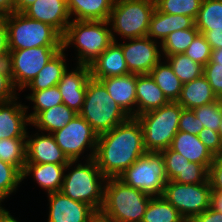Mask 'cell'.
Wrapping results in <instances>:
<instances>
[{
	"label": "cell",
	"mask_w": 222,
	"mask_h": 222,
	"mask_svg": "<svg viewBox=\"0 0 222 222\" xmlns=\"http://www.w3.org/2000/svg\"><path fill=\"white\" fill-rule=\"evenodd\" d=\"M211 47L202 33H198L184 54L193 61L205 66L211 58Z\"/></svg>",
	"instance_id": "40"
},
{
	"label": "cell",
	"mask_w": 222,
	"mask_h": 222,
	"mask_svg": "<svg viewBox=\"0 0 222 222\" xmlns=\"http://www.w3.org/2000/svg\"><path fill=\"white\" fill-rule=\"evenodd\" d=\"M47 195L50 205L47 222H88L96 212L90 205L72 200L61 192Z\"/></svg>",
	"instance_id": "14"
},
{
	"label": "cell",
	"mask_w": 222,
	"mask_h": 222,
	"mask_svg": "<svg viewBox=\"0 0 222 222\" xmlns=\"http://www.w3.org/2000/svg\"><path fill=\"white\" fill-rule=\"evenodd\" d=\"M189 222H222V214L210 206L206 211L193 217Z\"/></svg>",
	"instance_id": "48"
},
{
	"label": "cell",
	"mask_w": 222,
	"mask_h": 222,
	"mask_svg": "<svg viewBox=\"0 0 222 222\" xmlns=\"http://www.w3.org/2000/svg\"><path fill=\"white\" fill-rule=\"evenodd\" d=\"M34 103L33 112L28 114L30 122L41 112L53 106L63 103L62 96L58 86L49 87L48 89L31 92L26 97Z\"/></svg>",
	"instance_id": "35"
},
{
	"label": "cell",
	"mask_w": 222,
	"mask_h": 222,
	"mask_svg": "<svg viewBox=\"0 0 222 222\" xmlns=\"http://www.w3.org/2000/svg\"><path fill=\"white\" fill-rule=\"evenodd\" d=\"M202 2L203 0H155V5L160 12L190 16L195 20Z\"/></svg>",
	"instance_id": "36"
},
{
	"label": "cell",
	"mask_w": 222,
	"mask_h": 222,
	"mask_svg": "<svg viewBox=\"0 0 222 222\" xmlns=\"http://www.w3.org/2000/svg\"><path fill=\"white\" fill-rule=\"evenodd\" d=\"M195 25V20L190 16L181 14H167L155 9L149 25L147 36L149 38L163 40L172 32L190 29Z\"/></svg>",
	"instance_id": "24"
},
{
	"label": "cell",
	"mask_w": 222,
	"mask_h": 222,
	"mask_svg": "<svg viewBox=\"0 0 222 222\" xmlns=\"http://www.w3.org/2000/svg\"><path fill=\"white\" fill-rule=\"evenodd\" d=\"M61 49L62 46H41L11 51L13 84L18 88V91L24 90L47 62Z\"/></svg>",
	"instance_id": "12"
},
{
	"label": "cell",
	"mask_w": 222,
	"mask_h": 222,
	"mask_svg": "<svg viewBox=\"0 0 222 222\" xmlns=\"http://www.w3.org/2000/svg\"><path fill=\"white\" fill-rule=\"evenodd\" d=\"M211 207L222 214V192H212Z\"/></svg>",
	"instance_id": "52"
},
{
	"label": "cell",
	"mask_w": 222,
	"mask_h": 222,
	"mask_svg": "<svg viewBox=\"0 0 222 222\" xmlns=\"http://www.w3.org/2000/svg\"><path fill=\"white\" fill-rule=\"evenodd\" d=\"M22 182V173L13 165L0 159V191L8 197Z\"/></svg>",
	"instance_id": "38"
},
{
	"label": "cell",
	"mask_w": 222,
	"mask_h": 222,
	"mask_svg": "<svg viewBox=\"0 0 222 222\" xmlns=\"http://www.w3.org/2000/svg\"><path fill=\"white\" fill-rule=\"evenodd\" d=\"M169 102L150 74L136 75V117Z\"/></svg>",
	"instance_id": "22"
},
{
	"label": "cell",
	"mask_w": 222,
	"mask_h": 222,
	"mask_svg": "<svg viewBox=\"0 0 222 222\" xmlns=\"http://www.w3.org/2000/svg\"><path fill=\"white\" fill-rule=\"evenodd\" d=\"M16 101L17 98L0 102V139L26 138V126L31 123L26 112L28 106Z\"/></svg>",
	"instance_id": "18"
},
{
	"label": "cell",
	"mask_w": 222,
	"mask_h": 222,
	"mask_svg": "<svg viewBox=\"0 0 222 222\" xmlns=\"http://www.w3.org/2000/svg\"><path fill=\"white\" fill-rule=\"evenodd\" d=\"M115 0H66L72 20L108 21Z\"/></svg>",
	"instance_id": "25"
},
{
	"label": "cell",
	"mask_w": 222,
	"mask_h": 222,
	"mask_svg": "<svg viewBox=\"0 0 222 222\" xmlns=\"http://www.w3.org/2000/svg\"><path fill=\"white\" fill-rule=\"evenodd\" d=\"M124 184L152 197L162 196L168 182L160 152H146L118 176Z\"/></svg>",
	"instance_id": "9"
},
{
	"label": "cell",
	"mask_w": 222,
	"mask_h": 222,
	"mask_svg": "<svg viewBox=\"0 0 222 222\" xmlns=\"http://www.w3.org/2000/svg\"><path fill=\"white\" fill-rule=\"evenodd\" d=\"M147 152L141 123L135 117L98 135L94 159L106 178H118Z\"/></svg>",
	"instance_id": "1"
},
{
	"label": "cell",
	"mask_w": 222,
	"mask_h": 222,
	"mask_svg": "<svg viewBox=\"0 0 222 222\" xmlns=\"http://www.w3.org/2000/svg\"><path fill=\"white\" fill-rule=\"evenodd\" d=\"M85 161L87 162L84 165L79 163L64 175L60 192L72 200L90 205L95 211H101L106 177L94 158Z\"/></svg>",
	"instance_id": "5"
},
{
	"label": "cell",
	"mask_w": 222,
	"mask_h": 222,
	"mask_svg": "<svg viewBox=\"0 0 222 222\" xmlns=\"http://www.w3.org/2000/svg\"><path fill=\"white\" fill-rule=\"evenodd\" d=\"M209 169L199 163L189 162L183 172H180L173 181L180 184H201L209 182Z\"/></svg>",
	"instance_id": "41"
},
{
	"label": "cell",
	"mask_w": 222,
	"mask_h": 222,
	"mask_svg": "<svg viewBox=\"0 0 222 222\" xmlns=\"http://www.w3.org/2000/svg\"><path fill=\"white\" fill-rule=\"evenodd\" d=\"M129 43L120 44L127 68L131 74H149L161 61L156 41L148 36L129 39Z\"/></svg>",
	"instance_id": "13"
},
{
	"label": "cell",
	"mask_w": 222,
	"mask_h": 222,
	"mask_svg": "<svg viewBox=\"0 0 222 222\" xmlns=\"http://www.w3.org/2000/svg\"><path fill=\"white\" fill-rule=\"evenodd\" d=\"M109 95L129 116L136 118V74L100 79Z\"/></svg>",
	"instance_id": "20"
},
{
	"label": "cell",
	"mask_w": 222,
	"mask_h": 222,
	"mask_svg": "<svg viewBox=\"0 0 222 222\" xmlns=\"http://www.w3.org/2000/svg\"><path fill=\"white\" fill-rule=\"evenodd\" d=\"M89 68L91 78L96 80L130 74L124 59L122 47L120 43H117V40L113 41L89 65Z\"/></svg>",
	"instance_id": "19"
},
{
	"label": "cell",
	"mask_w": 222,
	"mask_h": 222,
	"mask_svg": "<svg viewBox=\"0 0 222 222\" xmlns=\"http://www.w3.org/2000/svg\"><path fill=\"white\" fill-rule=\"evenodd\" d=\"M195 26L198 30L222 28V0H203Z\"/></svg>",
	"instance_id": "33"
},
{
	"label": "cell",
	"mask_w": 222,
	"mask_h": 222,
	"mask_svg": "<svg viewBox=\"0 0 222 222\" xmlns=\"http://www.w3.org/2000/svg\"><path fill=\"white\" fill-rule=\"evenodd\" d=\"M170 148L182 154L190 162L199 163L208 169L215 156L206 148L198 135L178 131L174 136Z\"/></svg>",
	"instance_id": "23"
},
{
	"label": "cell",
	"mask_w": 222,
	"mask_h": 222,
	"mask_svg": "<svg viewBox=\"0 0 222 222\" xmlns=\"http://www.w3.org/2000/svg\"><path fill=\"white\" fill-rule=\"evenodd\" d=\"M90 77L89 66L78 64L75 70H66L57 84L63 103L77 113L82 109Z\"/></svg>",
	"instance_id": "15"
},
{
	"label": "cell",
	"mask_w": 222,
	"mask_h": 222,
	"mask_svg": "<svg viewBox=\"0 0 222 222\" xmlns=\"http://www.w3.org/2000/svg\"><path fill=\"white\" fill-rule=\"evenodd\" d=\"M0 159L22 173L26 164V138L0 139Z\"/></svg>",
	"instance_id": "32"
},
{
	"label": "cell",
	"mask_w": 222,
	"mask_h": 222,
	"mask_svg": "<svg viewBox=\"0 0 222 222\" xmlns=\"http://www.w3.org/2000/svg\"><path fill=\"white\" fill-rule=\"evenodd\" d=\"M9 49L22 50L41 46H62V36L50 25L13 12L6 16Z\"/></svg>",
	"instance_id": "8"
},
{
	"label": "cell",
	"mask_w": 222,
	"mask_h": 222,
	"mask_svg": "<svg viewBox=\"0 0 222 222\" xmlns=\"http://www.w3.org/2000/svg\"><path fill=\"white\" fill-rule=\"evenodd\" d=\"M65 60L64 50L61 49L47 62L25 89L30 88L29 90L34 92L56 86L61 80L64 72L67 70Z\"/></svg>",
	"instance_id": "27"
},
{
	"label": "cell",
	"mask_w": 222,
	"mask_h": 222,
	"mask_svg": "<svg viewBox=\"0 0 222 222\" xmlns=\"http://www.w3.org/2000/svg\"><path fill=\"white\" fill-rule=\"evenodd\" d=\"M16 87L13 84V81L6 77L5 75L0 74V102H6L17 97Z\"/></svg>",
	"instance_id": "46"
},
{
	"label": "cell",
	"mask_w": 222,
	"mask_h": 222,
	"mask_svg": "<svg viewBox=\"0 0 222 222\" xmlns=\"http://www.w3.org/2000/svg\"><path fill=\"white\" fill-rule=\"evenodd\" d=\"M183 107L177 101L141 115L136 118L141 123L144 134V145L147 152H160L170 147L179 131V119Z\"/></svg>",
	"instance_id": "6"
},
{
	"label": "cell",
	"mask_w": 222,
	"mask_h": 222,
	"mask_svg": "<svg viewBox=\"0 0 222 222\" xmlns=\"http://www.w3.org/2000/svg\"><path fill=\"white\" fill-rule=\"evenodd\" d=\"M108 25L109 21L71 20L62 36V49L75 45L77 64L89 66L113 42Z\"/></svg>",
	"instance_id": "3"
},
{
	"label": "cell",
	"mask_w": 222,
	"mask_h": 222,
	"mask_svg": "<svg viewBox=\"0 0 222 222\" xmlns=\"http://www.w3.org/2000/svg\"><path fill=\"white\" fill-rule=\"evenodd\" d=\"M209 62L216 63V67H222V48L212 50Z\"/></svg>",
	"instance_id": "55"
},
{
	"label": "cell",
	"mask_w": 222,
	"mask_h": 222,
	"mask_svg": "<svg viewBox=\"0 0 222 222\" xmlns=\"http://www.w3.org/2000/svg\"><path fill=\"white\" fill-rule=\"evenodd\" d=\"M88 222H114L111 218L105 215L102 211H96Z\"/></svg>",
	"instance_id": "54"
},
{
	"label": "cell",
	"mask_w": 222,
	"mask_h": 222,
	"mask_svg": "<svg viewBox=\"0 0 222 222\" xmlns=\"http://www.w3.org/2000/svg\"><path fill=\"white\" fill-rule=\"evenodd\" d=\"M51 134L54 136L56 143L70 161H78L86 148L91 150L87 160L94 158L98 134L79 114H77L62 129Z\"/></svg>",
	"instance_id": "11"
},
{
	"label": "cell",
	"mask_w": 222,
	"mask_h": 222,
	"mask_svg": "<svg viewBox=\"0 0 222 222\" xmlns=\"http://www.w3.org/2000/svg\"><path fill=\"white\" fill-rule=\"evenodd\" d=\"M0 74L5 75L13 81V64L11 51H8L0 56Z\"/></svg>",
	"instance_id": "49"
},
{
	"label": "cell",
	"mask_w": 222,
	"mask_h": 222,
	"mask_svg": "<svg viewBox=\"0 0 222 222\" xmlns=\"http://www.w3.org/2000/svg\"><path fill=\"white\" fill-rule=\"evenodd\" d=\"M151 197L118 178H106L101 211L114 222H141Z\"/></svg>",
	"instance_id": "4"
},
{
	"label": "cell",
	"mask_w": 222,
	"mask_h": 222,
	"mask_svg": "<svg viewBox=\"0 0 222 222\" xmlns=\"http://www.w3.org/2000/svg\"><path fill=\"white\" fill-rule=\"evenodd\" d=\"M149 74L169 101H177L179 99L183 83L174 74L172 67L167 61H160Z\"/></svg>",
	"instance_id": "29"
},
{
	"label": "cell",
	"mask_w": 222,
	"mask_h": 222,
	"mask_svg": "<svg viewBox=\"0 0 222 222\" xmlns=\"http://www.w3.org/2000/svg\"><path fill=\"white\" fill-rule=\"evenodd\" d=\"M212 188L209 182L180 184L173 180L164 187V197L189 222L211 206Z\"/></svg>",
	"instance_id": "10"
},
{
	"label": "cell",
	"mask_w": 222,
	"mask_h": 222,
	"mask_svg": "<svg viewBox=\"0 0 222 222\" xmlns=\"http://www.w3.org/2000/svg\"><path fill=\"white\" fill-rule=\"evenodd\" d=\"M14 12V0H0V16H7Z\"/></svg>",
	"instance_id": "51"
},
{
	"label": "cell",
	"mask_w": 222,
	"mask_h": 222,
	"mask_svg": "<svg viewBox=\"0 0 222 222\" xmlns=\"http://www.w3.org/2000/svg\"><path fill=\"white\" fill-rule=\"evenodd\" d=\"M203 75L209 82L214 94L222 99V67H216V63L208 62L204 66Z\"/></svg>",
	"instance_id": "42"
},
{
	"label": "cell",
	"mask_w": 222,
	"mask_h": 222,
	"mask_svg": "<svg viewBox=\"0 0 222 222\" xmlns=\"http://www.w3.org/2000/svg\"><path fill=\"white\" fill-rule=\"evenodd\" d=\"M141 222H187L164 197H151Z\"/></svg>",
	"instance_id": "30"
},
{
	"label": "cell",
	"mask_w": 222,
	"mask_h": 222,
	"mask_svg": "<svg viewBox=\"0 0 222 222\" xmlns=\"http://www.w3.org/2000/svg\"><path fill=\"white\" fill-rule=\"evenodd\" d=\"M78 113L64 103L41 111L30 124L42 131L53 133L62 129Z\"/></svg>",
	"instance_id": "28"
},
{
	"label": "cell",
	"mask_w": 222,
	"mask_h": 222,
	"mask_svg": "<svg viewBox=\"0 0 222 222\" xmlns=\"http://www.w3.org/2000/svg\"><path fill=\"white\" fill-rule=\"evenodd\" d=\"M70 160L56 143L51 133L26 135V163L67 165Z\"/></svg>",
	"instance_id": "16"
},
{
	"label": "cell",
	"mask_w": 222,
	"mask_h": 222,
	"mask_svg": "<svg viewBox=\"0 0 222 222\" xmlns=\"http://www.w3.org/2000/svg\"><path fill=\"white\" fill-rule=\"evenodd\" d=\"M36 0H14V12L23 13Z\"/></svg>",
	"instance_id": "53"
},
{
	"label": "cell",
	"mask_w": 222,
	"mask_h": 222,
	"mask_svg": "<svg viewBox=\"0 0 222 222\" xmlns=\"http://www.w3.org/2000/svg\"><path fill=\"white\" fill-rule=\"evenodd\" d=\"M208 180L212 192H222V154L215 157L213 163L209 167Z\"/></svg>",
	"instance_id": "45"
},
{
	"label": "cell",
	"mask_w": 222,
	"mask_h": 222,
	"mask_svg": "<svg viewBox=\"0 0 222 222\" xmlns=\"http://www.w3.org/2000/svg\"><path fill=\"white\" fill-rule=\"evenodd\" d=\"M210 44L211 50L222 48V28H213L212 30H199Z\"/></svg>",
	"instance_id": "47"
},
{
	"label": "cell",
	"mask_w": 222,
	"mask_h": 222,
	"mask_svg": "<svg viewBox=\"0 0 222 222\" xmlns=\"http://www.w3.org/2000/svg\"><path fill=\"white\" fill-rule=\"evenodd\" d=\"M23 13L50 25L61 36L71 22L66 0H36Z\"/></svg>",
	"instance_id": "17"
},
{
	"label": "cell",
	"mask_w": 222,
	"mask_h": 222,
	"mask_svg": "<svg viewBox=\"0 0 222 222\" xmlns=\"http://www.w3.org/2000/svg\"><path fill=\"white\" fill-rule=\"evenodd\" d=\"M78 114L98 135L112 130L130 118L109 95L105 85L91 77L87 81L85 99Z\"/></svg>",
	"instance_id": "2"
},
{
	"label": "cell",
	"mask_w": 222,
	"mask_h": 222,
	"mask_svg": "<svg viewBox=\"0 0 222 222\" xmlns=\"http://www.w3.org/2000/svg\"><path fill=\"white\" fill-rule=\"evenodd\" d=\"M0 222H19L12 215H10L9 211L0 212Z\"/></svg>",
	"instance_id": "56"
},
{
	"label": "cell",
	"mask_w": 222,
	"mask_h": 222,
	"mask_svg": "<svg viewBox=\"0 0 222 222\" xmlns=\"http://www.w3.org/2000/svg\"><path fill=\"white\" fill-rule=\"evenodd\" d=\"M192 110L195 116L199 118L200 128H210L218 132L222 121V99H218L208 105L196 107Z\"/></svg>",
	"instance_id": "37"
},
{
	"label": "cell",
	"mask_w": 222,
	"mask_h": 222,
	"mask_svg": "<svg viewBox=\"0 0 222 222\" xmlns=\"http://www.w3.org/2000/svg\"><path fill=\"white\" fill-rule=\"evenodd\" d=\"M203 128H200L199 118H197L192 109H182L179 119L178 130L198 135Z\"/></svg>",
	"instance_id": "44"
},
{
	"label": "cell",
	"mask_w": 222,
	"mask_h": 222,
	"mask_svg": "<svg viewBox=\"0 0 222 222\" xmlns=\"http://www.w3.org/2000/svg\"><path fill=\"white\" fill-rule=\"evenodd\" d=\"M165 59L172 67L174 74L182 81L188 83L203 75L204 66L193 61L184 53L166 56Z\"/></svg>",
	"instance_id": "31"
},
{
	"label": "cell",
	"mask_w": 222,
	"mask_h": 222,
	"mask_svg": "<svg viewBox=\"0 0 222 222\" xmlns=\"http://www.w3.org/2000/svg\"><path fill=\"white\" fill-rule=\"evenodd\" d=\"M6 198V196L0 191V212L7 211L4 207L1 206V202Z\"/></svg>",
	"instance_id": "57"
},
{
	"label": "cell",
	"mask_w": 222,
	"mask_h": 222,
	"mask_svg": "<svg viewBox=\"0 0 222 222\" xmlns=\"http://www.w3.org/2000/svg\"><path fill=\"white\" fill-rule=\"evenodd\" d=\"M155 9V0H115L108 20L113 41L114 32L127 40L147 36Z\"/></svg>",
	"instance_id": "7"
},
{
	"label": "cell",
	"mask_w": 222,
	"mask_h": 222,
	"mask_svg": "<svg viewBox=\"0 0 222 222\" xmlns=\"http://www.w3.org/2000/svg\"><path fill=\"white\" fill-rule=\"evenodd\" d=\"M218 133H219L221 141H222V121L220 123L219 129H218Z\"/></svg>",
	"instance_id": "58"
},
{
	"label": "cell",
	"mask_w": 222,
	"mask_h": 222,
	"mask_svg": "<svg viewBox=\"0 0 222 222\" xmlns=\"http://www.w3.org/2000/svg\"><path fill=\"white\" fill-rule=\"evenodd\" d=\"M164 159V166L168 181L174 180L175 177L183 172L190 162L182 154L172 150L170 147L160 151Z\"/></svg>",
	"instance_id": "39"
},
{
	"label": "cell",
	"mask_w": 222,
	"mask_h": 222,
	"mask_svg": "<svg viewBox=\"0 0 222 222\" xmlns=\"http://www.w3.org/2000/svg\"><path fill=\"white\" fill-rule=\"evenodd\" d=\"M74 163L77 161H70L67 165L26 163L22 171V181L31 173L40 187L47 191V194L60 192L64 171L69 170Z\"/></svg>",
	"instance_id": "21"
},
{
	"label": "cell",
	"mask_w": 222,
	"mask_h": 222,
	"mask_svg": "<svg viewBox=\"0 0 222 222\" xmlns=\"http://www.w3.org/2000/svg\"><path fill=\"white\" fill-rule=\"evenodd\" d=\"M198 33L199 30L195 25L190 29L170 33L160 45L163 56L184 53Z\"/></svg>",
	"instance_id": "34"
},
{
	"label": "cell",
	"mask_w": 222,
	"mask_h": 222,
	"mask_svg": "<svg viewBox=\"0 0 222 222\" xmlns=\"http://www.w3.org/2000/svg\"><path fill=\"white\" fill-rule=\"evenodd\" d=\"M218 100L206 77L202 75L188 83L183 84L177 102L185 109H194L199 106L211 104Z\"/></svg>",
	"instance_id": "26"
},
{
	"label": "cell",
	"mask_w": 222,
	"mask_h": 222,
	"mask_svg": "<svg viewBox=\"0 0 222 222\" xmlns=\"http://www.w3.org/2000/svg\"><path fill=\"white\" fill-rule=\"evenodd\" d=\"M198 138L215 157L222 154V141L217 131H213L210 128H203L199 132Z\"/></svg>",
	"instance_id": "43"
},
{
	"label": "cell",
	"mask_w": 222,
	"mask_h": 222,
	"mask_svg": "<svg viewBox=\"0 0 222 222\" xmlns=\"http://www.w3.org/2000/svg\"><path fill=\"white\" fill-rule=\"evenodd\" d=\"M10 51L6 16H0V56Z\"/></svg>",
	"instance_id": "50"
}]
</instances>
